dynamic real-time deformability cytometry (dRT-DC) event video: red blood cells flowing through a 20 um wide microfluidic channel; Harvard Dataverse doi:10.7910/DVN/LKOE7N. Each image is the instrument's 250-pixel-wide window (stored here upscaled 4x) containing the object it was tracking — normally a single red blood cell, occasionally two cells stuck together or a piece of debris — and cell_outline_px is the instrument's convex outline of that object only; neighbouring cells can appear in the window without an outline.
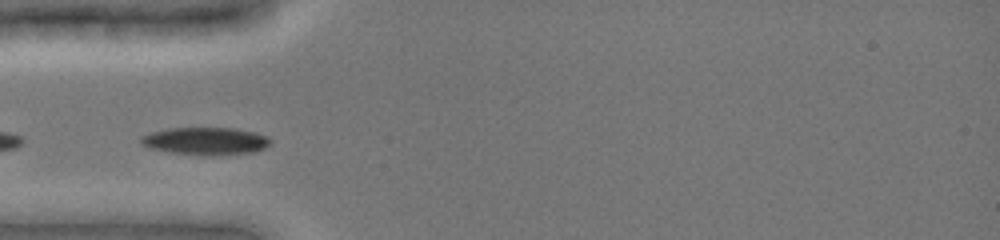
{"species": "common noctule bat (a hibernating species)", "species_latin": "Nyctalus noctula", "temperature_condition": "cold", "stored_images_in_passage": 8, "camera_frame_rate_fps": 3000, "um_per_image_px": 0.085, "animal": {"sex": "female", "body_mass_g": 19.0, "forearm_length_mm": 51.5}, "frame": {"image": 1, "passage_image": 2, "time_ms": 0.333, "image_size_px": [1000, 240], "cell_outline_px": [[272, 144], [256, 152], [204, 156], [172, 152], [152, 148], [140, 144], [140, 136], [152, 132], [168, 128], [236, 128], [256, 132], [268, 136], [272, 140]], "centroid_in_image_um": [17.53, 11.98], "position_along_channel_um": 67.5, "area_um2": 20.98}}
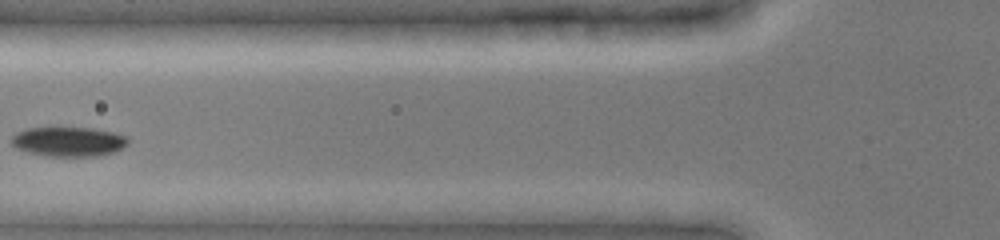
{"frame": {"image": 2, "passage_image": 5, "time_ms": 1.667, "image_size_px": [1000, 240], "cell_outline_px": [[128, 144], [112, 152], [100, 156], [52, 156], [28, 152], [16, 148], [12, 144], [12, 136], [16, 132], [28, 128], [92, 128], [112, 132], [128, 136]], "centroid_in_image_um": [5.83, 12.03], "position_along_channel_um": 120.0, "area_um2": 19.88}}